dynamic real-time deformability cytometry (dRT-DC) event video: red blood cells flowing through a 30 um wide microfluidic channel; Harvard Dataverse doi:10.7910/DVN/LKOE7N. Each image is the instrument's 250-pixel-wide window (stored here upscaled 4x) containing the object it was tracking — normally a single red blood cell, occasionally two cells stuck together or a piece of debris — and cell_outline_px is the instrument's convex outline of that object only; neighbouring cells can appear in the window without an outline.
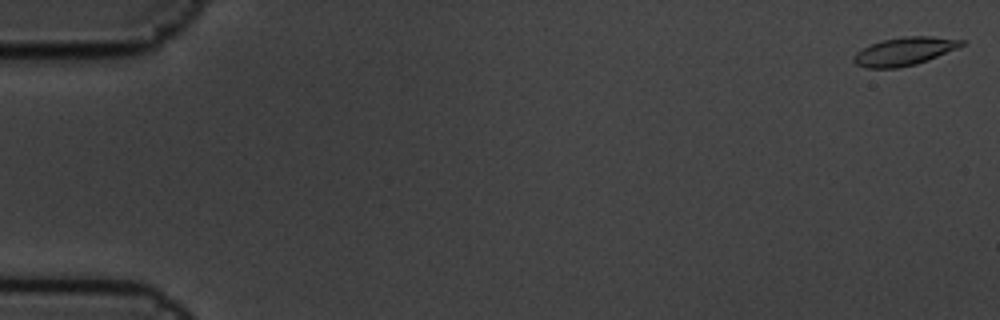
{"species": "common noctule bat (a hibernating species)", "species_latin": "Nyctalus noctula", "temperature_condition": "cold", "stored_images_in_passage": 6, "camera_frame_rate_fps": 3000, "um_per_image_px": 0.085, "animal": {"sex": "male", "body_mass_g": 19.5, "forearm_length_mm": 54.6}, "frame": {"image": 1, "passage_image": 1, "time_ms": 0.0, "image_size_px": [1000, 320], "cell_outline_px": [[964, 44], [956, 48], [928, 60], [916, 64], [896, 68], [868, 68], [856, 64], [852, 60], [852, 56], [856, 52], [872, 44], [884, 40], [904, 36], [928, 36], [964, 40]], "centroid_in_image_um": [76.84, 4.37], "position_along_channel_um": 8.2, "area_um2": 17.4}}
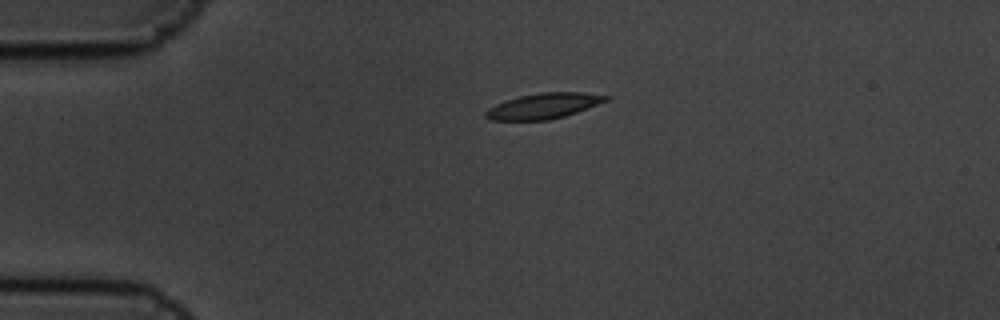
{"frame": {"image": 2, "passage_image": 5, "time_ms": 1.333, "image_size_px": [1000, 320], "cell_outline_px": [[612, 96], [608, 100], [576, 112], [564, 116], [548, 120], [488, 120], [484, 116], [484, 112], [488, 108], [504, 100], [520, 96], [540, 92], [584, 92]], "centroid_in_image_um": [46.18, 9.0], "position_along_channel_um": 38.8, "area_um2": 17.92}}